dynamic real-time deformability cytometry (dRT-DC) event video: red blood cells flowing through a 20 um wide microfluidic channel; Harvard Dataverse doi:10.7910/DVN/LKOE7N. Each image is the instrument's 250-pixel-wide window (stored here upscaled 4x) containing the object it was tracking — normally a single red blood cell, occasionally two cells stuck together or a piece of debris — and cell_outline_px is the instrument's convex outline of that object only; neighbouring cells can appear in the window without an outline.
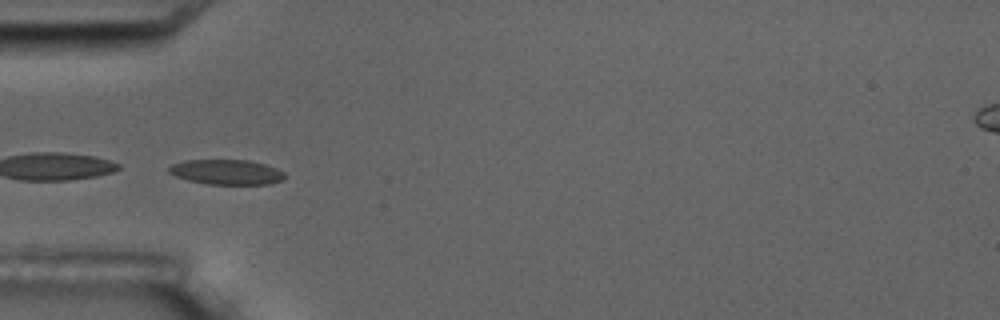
{"species": "common noctule bat (a hibernating species)", "species_latin": "Nyctalus noctula", "temperature_condition": "room temperature", "stored_images_in_passage": 7, "segment_of_instrument_passage": [2, 2], "camera_frame_rate_fps": 3000, "um_per_image_px": 0.085, "animal": {"sex": "male", "body_mass_g": 17.5, "forearm_length_mm": 52.3}, "frame": {"image": 1, "passage_image": 4, "time_ms": 3.333, "image_size_px": [1000, 320], "cell_outline_px": [[288, 176], [284, 180], [272, 184], [208, 184], [188, 180], [176, 176], [168, 172], [168, 168], [172, 164], [184, 160], [248, 160], [264, 164], [276, 168], [284, 172]], "centroid_in_image_um": [19.3, 14.63], "position_along_channel_um": 65.7, "area_um2": 16.99}}